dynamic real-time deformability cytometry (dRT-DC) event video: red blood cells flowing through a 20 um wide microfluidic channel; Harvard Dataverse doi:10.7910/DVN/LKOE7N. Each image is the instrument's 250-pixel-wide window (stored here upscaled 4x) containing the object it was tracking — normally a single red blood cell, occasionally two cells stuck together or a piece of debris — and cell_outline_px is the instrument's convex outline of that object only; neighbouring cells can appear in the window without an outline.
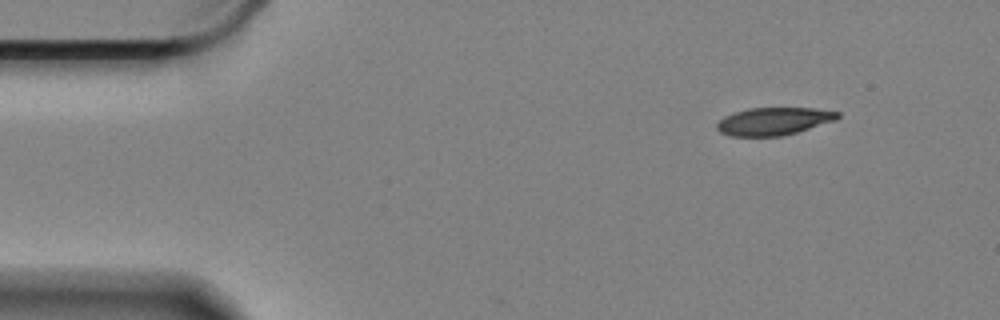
{"species": "Egyptian fruit bat (a non-hibernating species)", "species_latin": "Rousettus aegyptiacus", "temperature_condition": "cold", "stored_images_in_passage": 54, "camera_frame_rate_fps": 3000, "um_per_image_px": 0.085, "animal": {"sex": "female"}, "frame": {"image": 1, "passage_image": 1, "time_ms": 0.0, "image_size_px": [1000, 320], "cell_outline_px": [[840, 116], [836, 120], [796, 132], [780, 136], [732, 136], [720, 132], [716, 128], [716, 124], [724, 116], [732, 112], [748, 108], [816, 108], [840, 112]], "centroid_in_image_um": [65.75, 10.29], "position_along_channel_um": 19.2, "area_um2": 19.48}}
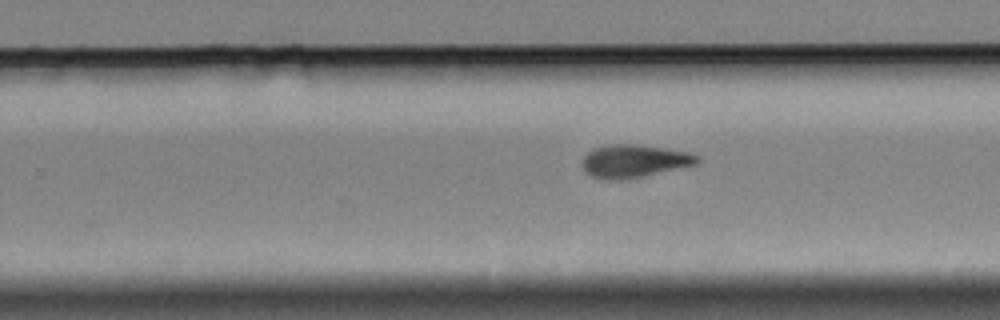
{"frame": {"image": 2, "passage_image": 31, "time_ms": 10.0, "image_size_px": [1000, 320], "cell_outline_px": [[700, 160], [696, 164], [628, 180], [600, 180], [584, 172], [580, 164], [584, 156], [592, 148], [612, 144], [636, 144], [664, 148], [688, 152], [700, 156]], "centroid_in_image_um": [53.85, 13.71], "position_along_channel_um": 276.0, "area_um2": 22.43}}
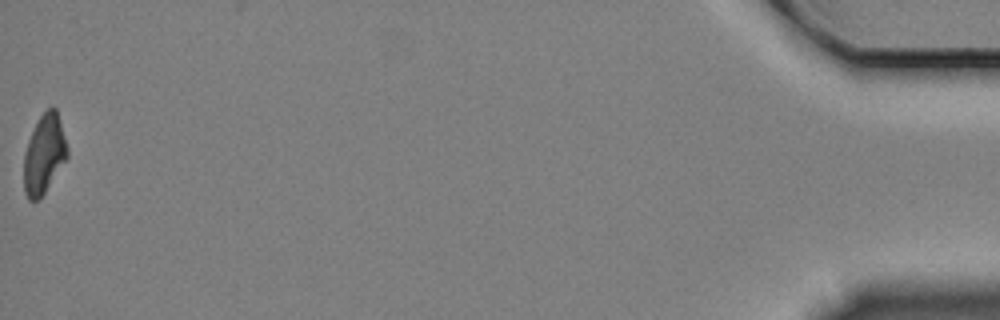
{"frame": {"image": 3, "passage_image": 54, "time_ms": 17.667, "image_size_px": [1000, 320], "cell_outline_px": [[68, 156], [40, 200], [28, 200], [24, 192], [24, 152], [28, 140], [40, 116], [48, 108], [56, 108], [68, 148]], "centroid_in_image_um": [3.74, 13.14], "position_along_channel_um": 431.5, "area_um2": 19.88}, "authors_computed_cell_mechanics": {"area_um2": 21.2126, "velocity_mm_per_s": 3.3324, "shape_relaxation_time_tau1_ms": 4.3477, "shape_relaxation_time_tau2_ms": 5.418, "deformation_change_tau1": 0.1612, "deformation_change_tau2": 0.1341}}